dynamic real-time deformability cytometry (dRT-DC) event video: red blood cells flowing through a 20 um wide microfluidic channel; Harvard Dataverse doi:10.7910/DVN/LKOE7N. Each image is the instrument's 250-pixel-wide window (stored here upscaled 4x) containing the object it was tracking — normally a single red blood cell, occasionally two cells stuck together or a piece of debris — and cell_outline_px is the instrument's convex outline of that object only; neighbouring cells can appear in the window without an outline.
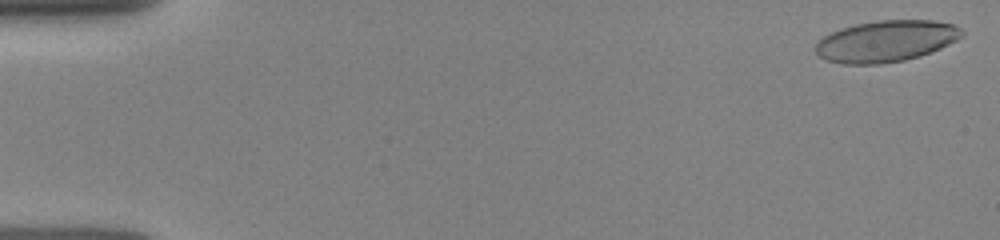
{"species": "human", "species_latin": "Homo sapiens", "temperature_condition": "room temperature", "stored_images_in_passage": 32, "camera_frame_rate_fps": 3000, "um_per_image_px": 0.085, "donor": {"sex": "female"}, "frame": {"image": 1, "passage_image": 1, "time_ms": 0.0, "image_size_px": [1000, 240], "cell_outline_px": [[964, 36], [940, 48], [920, 56], [904, 60], [876, 64], [844, 64], [828, 60], [820, 56], [816, 52], [816, 44], [824, 36], [840, 28], [856, 24], [876, 20], [932, 20], [952, 24], [960, 28], [964, 32]], "centroid_in_image_um": [75.33, 3.49], "position_along_channel_um": 9.7, "area_um2": 35.08}}
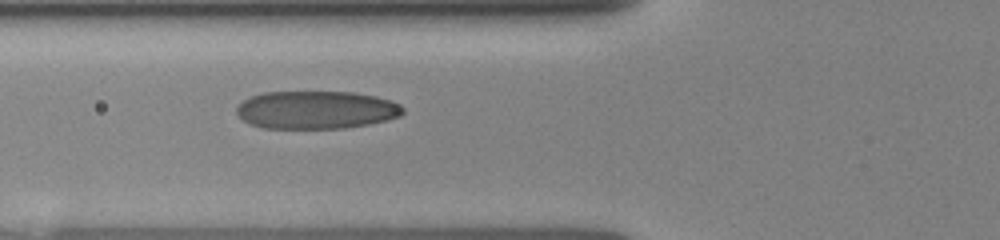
{"frame": {"image": 2, "passage_image": 23, "time_ms": 5.667, "image_size_px": [1000, 240], "cell_outline_px": [[404, 112], [400, 116], [388, 120], [368, 124], [344, 128], [264, 128], [248, 124], [236, 112], [236, 108], [244, 100], [252, 96], [264, 92], [352, 92], [376, 96], [392, 100], [400, 104], [404, 108]], "centroid_in_image_um": [26.91, 9.34], "position_along_channel_um": 98.9, "area_um2": 36.88}}
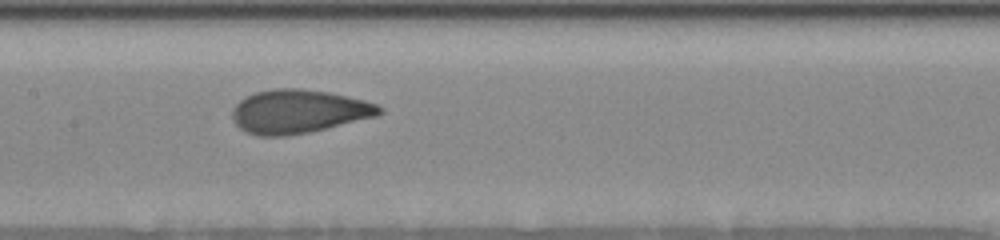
{"frame": {"image": 3, "passage_image": 31, "time_ms": 7.667, "image_size_px": [1000, 240], "cell_outline_px": [[384, 112], [376, 116], [308, 132], [284, 136], [256, 136], [240, 128], [236, 124], [232, 116], [232, 108], [240, 100], [256, 92], [272, 88], [300, 88], [332, 92], [364, 100], [376, 104], [384, 108]], "centroid_in_image_um": [25.38, 9.46], "position_along_channel_um": 182.0, "area_um2": 37.34}}